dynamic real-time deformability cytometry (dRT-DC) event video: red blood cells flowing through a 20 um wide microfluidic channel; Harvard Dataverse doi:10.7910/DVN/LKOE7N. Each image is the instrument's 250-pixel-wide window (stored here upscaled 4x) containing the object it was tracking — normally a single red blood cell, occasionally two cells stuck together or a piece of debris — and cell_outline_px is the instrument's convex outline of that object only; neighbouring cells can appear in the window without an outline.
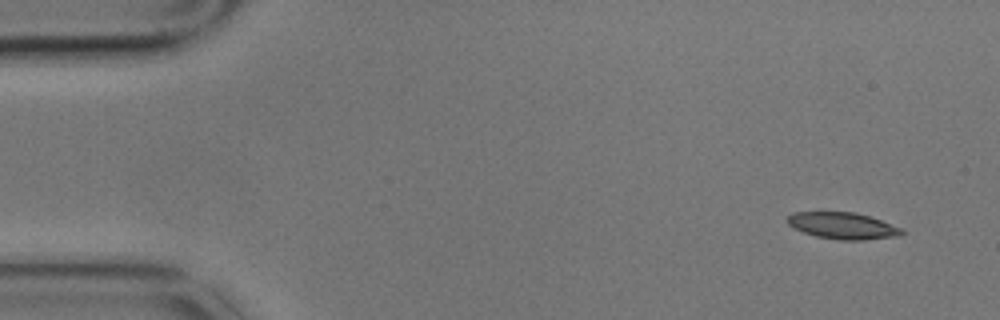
{"species": "common noctule bat (a hibernating species)", "species_latin": "Nyctalus noctula", "temperature_condition": "cold", "stored_images_in_passage": 5, "camera_frame_rate_fps": 3000, "um_per_image_px": 0.085, "animal": {"sex": "male", "body_mass_g": 17.9}, "frame": {"image": 1, "passage_image": 1, "time_ms": 0.0, "image_size_px": [1000, 320], "cell_outline_px": [[904, 232], [900, 236], [864, 240], [840, 240], [816, 236], [804, 232], [788, 224], [788, 216], [792, 212], [856, 212], [880, 220], [900, 228]], "centroid_in_image_um": [71.64, 19.19], "position_along_channel_um": 13.4, "area_um2": 17.51}}